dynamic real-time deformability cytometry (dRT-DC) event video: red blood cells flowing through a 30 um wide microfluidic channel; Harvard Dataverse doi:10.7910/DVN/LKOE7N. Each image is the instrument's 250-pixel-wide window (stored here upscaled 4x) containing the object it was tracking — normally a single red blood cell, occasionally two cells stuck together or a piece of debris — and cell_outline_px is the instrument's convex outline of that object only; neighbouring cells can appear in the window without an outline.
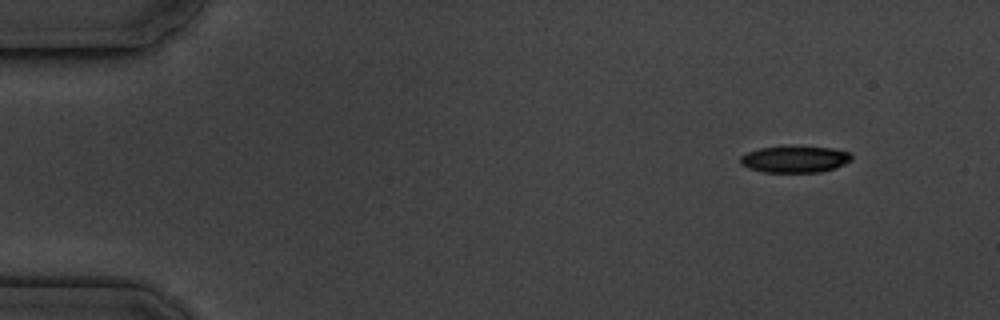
{"species": "common noctule bat (a hibernating species)", "species_latin": "Nyctalus noctula", "temperature_condition": "cold", "stored_images_in_passage": 4, "camera_frame_rate_fps": 3000, "um_per_image_px": 0.085, "animal": {"sex": "male", "body_mass_g": 19.5, "forearm_length_mm": 54.6}, "frame": {"image": 1, "passage_image": 1, "time_ms": 0.0, "image_size_px": [1000, 320], "cell_outline_px": [[852, 160], [836, 168], [820, 172], [764, 172], [748, 168], [740, 164], [740, 156], [748, 152], [760, 148], [784, 144], [796, 144], [832, 148], [852, 152]], "centroid_in_image_um": [67.58, 13.49], "position_along_channel_um": 17.4, "area_um2": 18.09}}
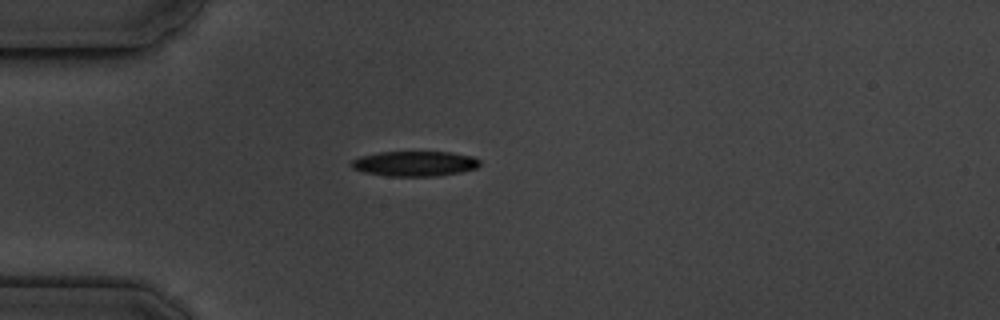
{"frame": {"image": 2, "passage_image": 4, "time_ms": 3.333, "image_size_px": [1000, 320], "cell_outline_px": [[480, 164], [476, 168], [460, 172], [436, 176], [388, 176], [364, 172], [352, 168], [348, 164], [352, 160], [360, 156], [380, 152], [452, 152], [472, 156], [480, 160]], "centroid_in_image_um": [35.23, 13.9], "position_along_channel_um": 49.8, "area_um2": 18.84}}